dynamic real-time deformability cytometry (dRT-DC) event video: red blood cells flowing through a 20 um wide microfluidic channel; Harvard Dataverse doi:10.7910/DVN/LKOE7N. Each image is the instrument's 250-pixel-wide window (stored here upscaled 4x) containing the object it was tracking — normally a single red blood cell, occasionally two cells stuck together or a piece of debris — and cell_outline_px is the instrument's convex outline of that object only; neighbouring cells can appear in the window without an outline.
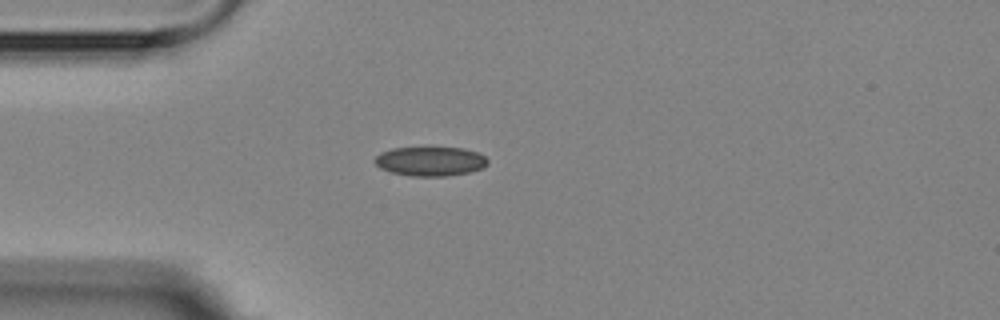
{"species": "Egyptian fruit bat (a non-hibernating species)", "species_latin": "Rousettus aegyptiacus", "temperature_condition": "room temperature", "stored_images_in_passage": 4, "camera_frame_rate_fps": 3000, "um_per_image_px": 0.085, "animal": {"sex": "female"}, "frame": {"image": 1, "passage_image": 1, "time_ms": 0.0, "image_size_px": [1000, 320], "cell_outline_px": [[488, 164], [484, 168], [468, 172], [444, 176], [412, 176], [392, 172], [380, 168], [372, 160], [380, 152], [392, 148], [464, 148], [480, 152], [488, 160]], "centroid_in_image_um": [36.59, 13.7], "position_along_channel_um": 48.4, "area_um2": 19.31}}
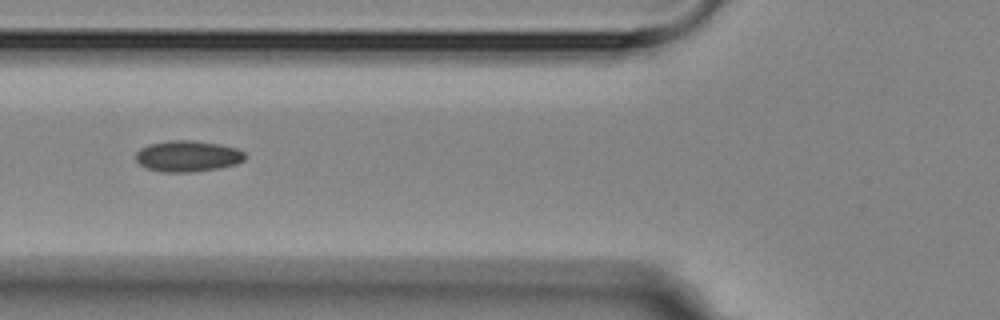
{"frame": {"image": 2, "passage_image": 3, "time_ms": 2.0, "image_size_px": [1000, 320], "cell_outline_px": [[248, 156], [244, 160], [236, 164], [220, 168], [192, 172], [160, 172], [148, 168], [140, 164], [136, 160], [136, 152], [140, 148], [148, 144], [168, 140], [192, 140], [220, 144], [236, 148], [244, 152]], "centroid_in_image_um": [15.97, 13.27], "position_along_channel_um": 109.8, "area_um2": 20.0}}
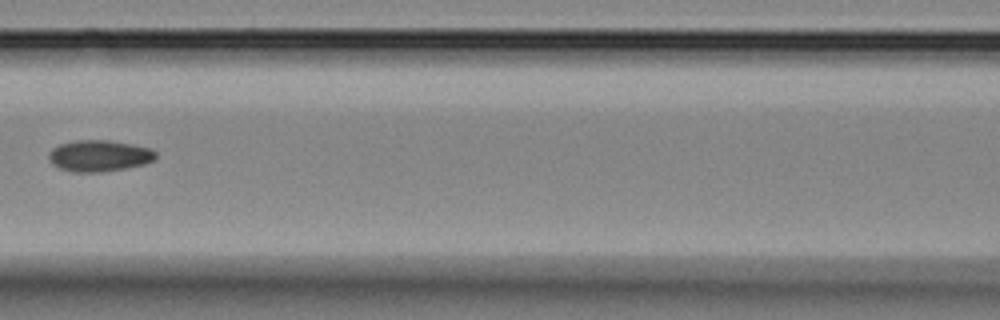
{"frame": {"image": 3, "passage_image": 4, "time_ms": 3.333, "image_size_px": [1000, 320], "cell_outline_px": [[156, 160], [144, 164], [124, 168], [100, 172], [72, 172], [60, 168], [52, 164], [48, 156], [48, 152], [52, 148], [60, 144], [76, 140], [108, 140], [132, 144], [152, 148], [156, 152]], "centroid_in_image_um": [8.44, 13.24], "position_along_channel_um": 158.2, "area_um2": 19.65}}